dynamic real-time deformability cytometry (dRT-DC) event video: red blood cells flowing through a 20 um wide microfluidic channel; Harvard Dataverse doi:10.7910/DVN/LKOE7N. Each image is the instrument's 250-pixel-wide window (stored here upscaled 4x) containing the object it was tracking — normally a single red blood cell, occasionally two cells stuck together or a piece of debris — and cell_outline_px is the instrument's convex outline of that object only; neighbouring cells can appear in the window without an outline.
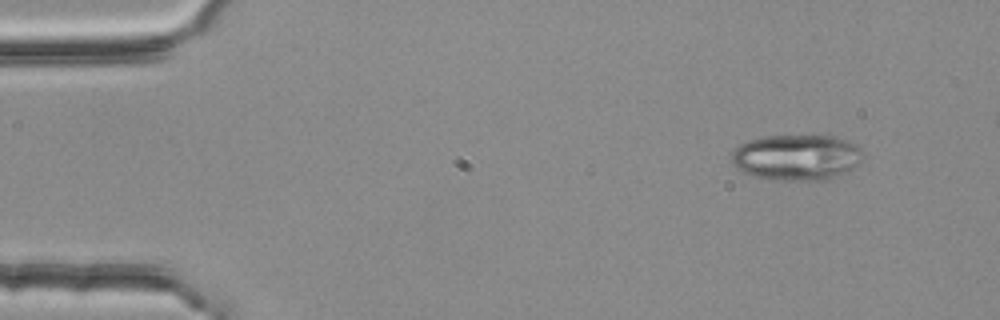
{"species": "common noctule bat (a hibernating species)", "species_latin": "Nyctalus noctula", "temperature_condition": "room temperature", "stored_images_in_passage": 3, "camera_frame_rate_fps": 3000, "um_per_image_px": 0.085, "animal": {"sex": "female", "body_mass_g": 25.1}, "frame": {"image": 1, "passage_image": 1, "time_ms": 0.0, "image_size_px": [1000, 320], "cell_outline_px": [[864, 156], [852, 168], [828, 180], [780, 180], [756, 176], [744, 172], [736, 168], [732, 164], [732, 152], [740, 144], [748, 140], [764, 136], [836, 136], [860, 148], [864, 152]], "centroid_in_image_um": [67.69, 13.37], "position_along_channel_um": 17.3, "area_um2": 34.8}}